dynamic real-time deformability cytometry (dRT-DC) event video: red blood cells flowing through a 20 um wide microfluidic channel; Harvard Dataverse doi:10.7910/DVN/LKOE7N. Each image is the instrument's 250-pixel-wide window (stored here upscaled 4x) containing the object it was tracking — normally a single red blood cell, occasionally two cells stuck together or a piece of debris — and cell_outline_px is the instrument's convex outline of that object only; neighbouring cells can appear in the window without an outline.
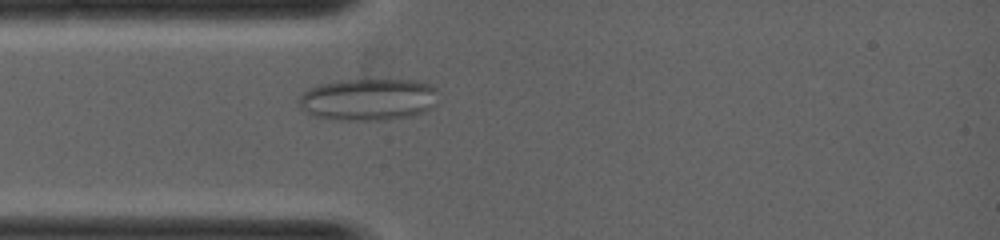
{"species": "common noctule bat (a hibernating species)", "species_latin": "Nyctalus noctula", "temperature_condition": "warm", "stored_images_in_passage": 11, "camera_frame_rate_fps": 5000, "um_per_image_px": 0.085, "animal": {"sex": "female", "body_mass_g": 19.0, "forearm_length_mm": 53.3}, "frame": {"image": 1, "passage_image": 8, "time_ms": 1.4, "image_size_px": [1000, 240], "cell_outline_px": [[436, 104], [424, 112], [412, 116], [384, 120], [340, 120], [316, 116], [300, 108], [296, 104], [300, 96], [308, 88], [316, 84], [344, 80], [416, 80], [432, 84], [436, 88]], "centroid_in_image_um": [31.31, 8.45], "position_along_channel_um": 53.7, "area_um2": 34.39}}
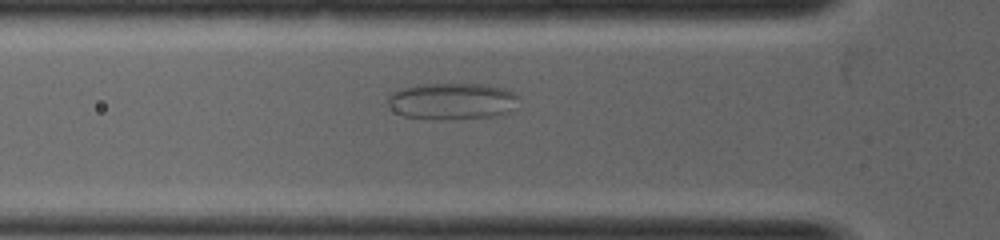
{"frame": {"image": 2, "passage_image": 10, "time_ms": 1.8, "image_size_px": [1000, 240], "cell_outline_px": [[520, 96], [508, 112], [504, 116], [436, 120], [432, 120], [404, 116], [396, 112], [388, 104], [388, 96], [392, 92], [400, 88], [416, 84], [488, 84], [504, 88], [516, 92]], "centroid_in_image_um": [38.44, 8.6], "position_along_channel_um": 87.4, "area_um2": 28.44}}